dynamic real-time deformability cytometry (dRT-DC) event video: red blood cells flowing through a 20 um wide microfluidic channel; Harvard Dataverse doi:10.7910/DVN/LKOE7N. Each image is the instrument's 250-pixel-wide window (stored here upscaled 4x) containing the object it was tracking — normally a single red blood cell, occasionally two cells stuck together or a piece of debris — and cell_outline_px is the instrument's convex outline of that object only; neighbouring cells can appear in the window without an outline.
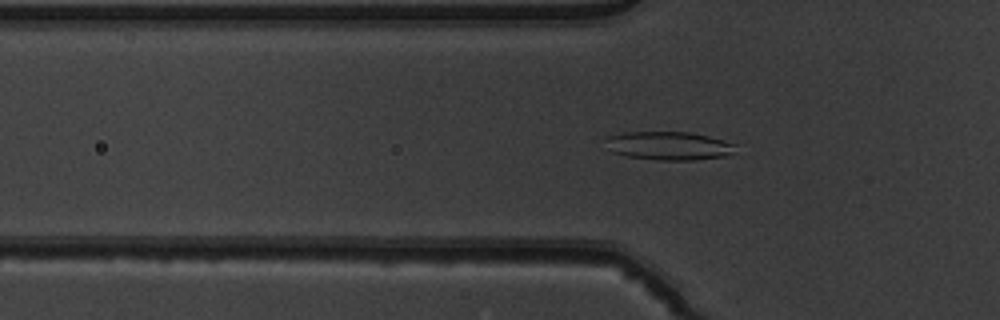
{"species": "common noctule bat (a hibernating species)", "species_latin": "Nyctalus noctula", "temperature_condition": "warm", "stored_images_in_passage": 51, "camera_frame_rate_fps": 3000, "um_per_image_px": 0.085, "animal": {"sex": "male", "body_mass_g": 19.5, "forearm_length_mm": 54.6}, "frame": {"image": 1, "passage_image": 16, "time_ms": 5.0, "image_size_px": [1000, 320], "cell_outline_px": [[736, 144], [732, 152], [728, 156], [696, 160], [656, 160], [628, 156], [612, 152], [604, 136], [624, 132], [688, 132], [708, 136]], "centroid_in_image_um": [56.84, 12.39], "position_along_channel_um": 69.0, "area_um2": 21.5}}
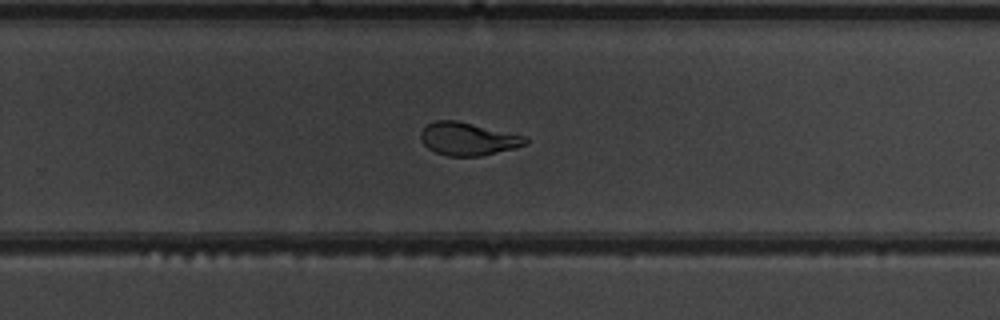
{"frame": {"image": 2, "passage_image": 33, "time_ms": 10.667, "image_size_px": [1000, 320], "cell_outline_px": [[528, 144], [516, 148], [480, 156], [448, 156], [436, 152], [428, 148], [420, 140], [420, 132], [432, 120], [456, 120], [528, 136]], "centroid_in_image_um": [39.8, 11.8], "position_along_channel_um": 290.0, "area_um2": 20.29}}
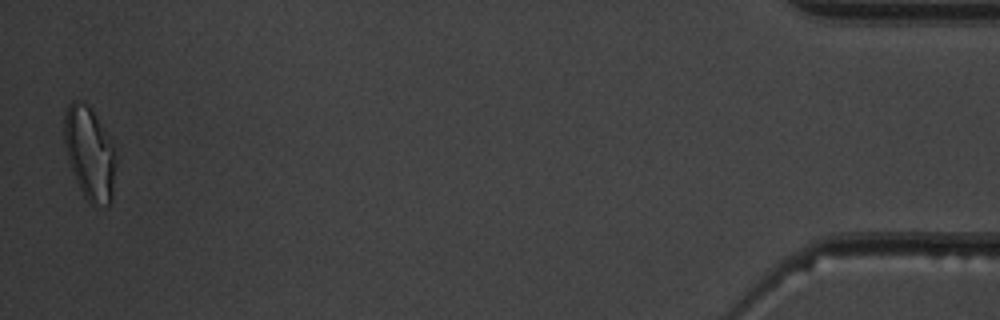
{"frame": {"image": 3, "passage_image": 50, "time_ms": 16.333, "image_size_px": [1000, 320], "cell_outline_px": [[116, 164], [112, 200], [108, 204], [92, 204], [84, 196], [72, 172], [68, 160], [64, 144], [64, 116], [68, 104], [72, 100], [84, 100], [88, 104], [96, 116], [112, 144], [116, 160]], "centroid_in_image_um": [7.6, 13.0], "position_along_channel_um": 427.6, "area_um2": 27.86}, "authors_computed_cell_mechanics": {"area_um2": 21.964, "velocity_mm_per_s": 3.9111, "shape_relaxation_time_tau1_ms": 6.6406, "shape_relaxation_time_tau2_ms": 1.0901, "deformation_change_tau1": 0.192, "deformation_change_tau2": 0.0731}}